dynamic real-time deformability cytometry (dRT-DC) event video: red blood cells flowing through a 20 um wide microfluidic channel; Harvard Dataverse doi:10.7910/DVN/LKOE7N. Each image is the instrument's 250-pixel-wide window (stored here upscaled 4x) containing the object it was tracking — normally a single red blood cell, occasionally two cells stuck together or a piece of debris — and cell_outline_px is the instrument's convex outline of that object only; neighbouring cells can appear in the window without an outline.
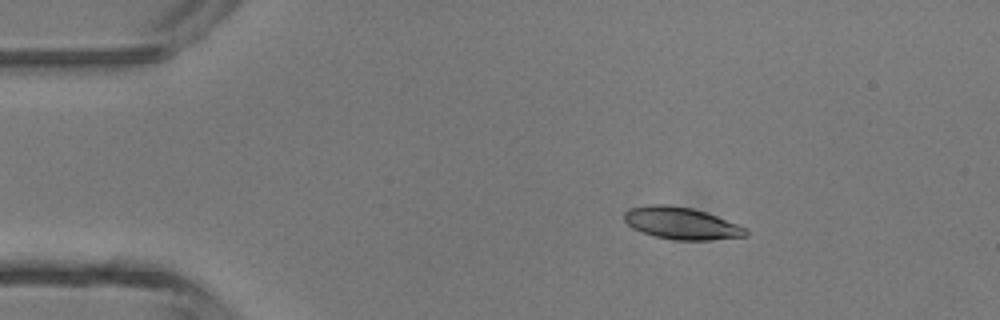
{"species": "common noctule bat (a hibernating species)", "species_latin": "Nyctalus noctula", "temperature_condition": "room temperature", "stored_images_in_passage": 5, "camera_frame_rate_fps": 3000, "um_per_image_px": 0.085, "animal": {"sex": "male", "body_mass_g": 13.3}, "frame": {"image": 1, "passage_image": 3, "time_ms": 0.667, "image_size_px": [1000, 320], "cell_outline_px": [[748, 236], [708, 240], [672, 240], [656, 236], [632, 228], [624, 220], [624, 212], [628, 208], [648, 204], [668, 204], [692, 208], [716, 216], [748, 228]], "centroid_in_image_um": [57.91, 18.97], "position_along_channel_um": 27.1, "area_um2": 22.77}}
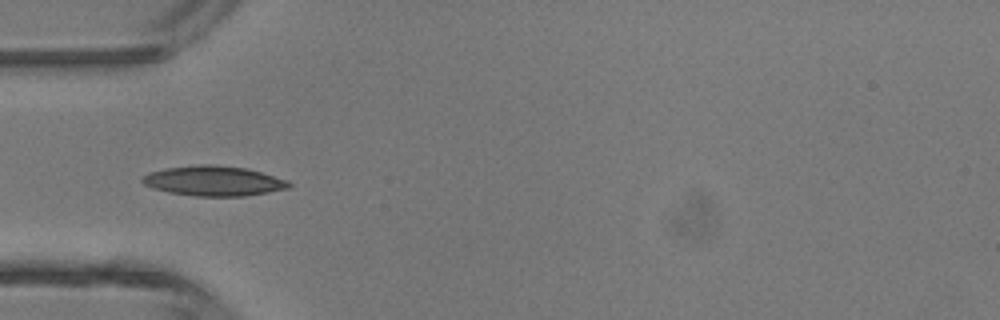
{"frame": {"image": 2, "passage_image": 5, "time_ms": 1.333, "image_size_px": [1000, 320], "cell_outline_px": [[292, 184], [288, 188], [268, 192], [244, 196], [196, 196], [168, 192], [144, 184], [140, 180], [148, 172], [164, 168], [200, 164], [216, 164], [248, 168], [288, 180]], "centroid_in_image_um": [18.17, 15.36], "position_along_channel_um": 66.8, "area_um2": 25.66}}